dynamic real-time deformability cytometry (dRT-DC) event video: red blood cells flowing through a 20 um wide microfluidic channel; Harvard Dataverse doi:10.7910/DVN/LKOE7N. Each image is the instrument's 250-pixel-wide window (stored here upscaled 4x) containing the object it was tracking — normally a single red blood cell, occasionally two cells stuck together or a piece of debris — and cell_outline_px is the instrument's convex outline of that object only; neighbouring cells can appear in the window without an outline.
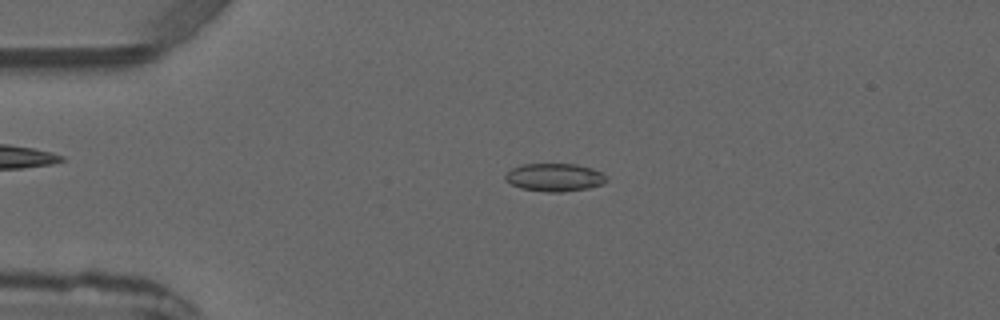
{"species": "common noctule bat (a hibernating species)", "species_latin": "Nyctalus noctula", "temperature_condition": "warm", "stored_images_in_passage": 5, "camera_frame_rate_fps": 3000, "um_per_image_px": 0.085, "animal": {"sex": "male", "forearm_length_mm": 52.5}, "frame": {"image": 1, "passage_image": 3, "time_ms": 3.333, "image_size_px": [1000, 320], "cell_outline_px": [[608, 176], [604, 184], [588, 188], [560, 192], [548, 192], [520, 188], [504, 180], [504, 176], [512, 168], [520, 164], [576, 164], [592, 168]], "centroid_in_image_um": [47.14, 15.07], "position_along_channel_um": 37.9, "area_um2": 16.53}}